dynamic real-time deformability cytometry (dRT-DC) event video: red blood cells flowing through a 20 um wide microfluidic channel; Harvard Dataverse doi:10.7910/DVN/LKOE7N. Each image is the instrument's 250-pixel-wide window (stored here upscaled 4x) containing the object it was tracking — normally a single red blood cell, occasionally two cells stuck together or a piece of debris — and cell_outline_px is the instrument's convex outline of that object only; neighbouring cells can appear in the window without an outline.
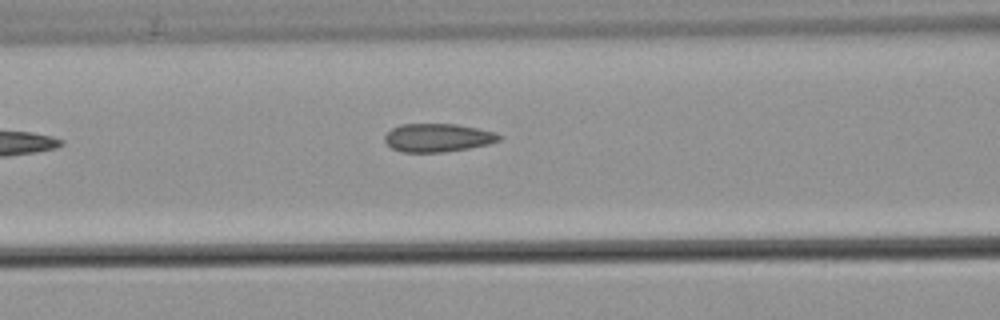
{"species": "common noctule bat (a hibernating species)", "species_latin": "Nyctalus noctula", "temperature_condition": "warm", "stored_images_in_passage": 7, "segment_of_instrument_passage": [1, 2], "camera_frame_rate_fps": 3000, "um_per_image_px": 0.085, "animal": {"sex": "male", "body_mass_g": 21.5, "forearm_length_mm": 52.0}, "frame": {"image": 1, "passage_image": 6, "time_ms": 7.0, "image_size_px": [1000, 320], "cell_outline_px": [[504, 136], [500, 140], [488, 144], [468, 148], [444, 152], [400, 152], [392, 148], [384, 140], [384, 136], [392, 128], [400, 124], [456, 124], [496, 132]], "centroid_in_image_um": [37.22, 11.7], "position_along_channel_um": 129.4, "area_um2": 18.9}}